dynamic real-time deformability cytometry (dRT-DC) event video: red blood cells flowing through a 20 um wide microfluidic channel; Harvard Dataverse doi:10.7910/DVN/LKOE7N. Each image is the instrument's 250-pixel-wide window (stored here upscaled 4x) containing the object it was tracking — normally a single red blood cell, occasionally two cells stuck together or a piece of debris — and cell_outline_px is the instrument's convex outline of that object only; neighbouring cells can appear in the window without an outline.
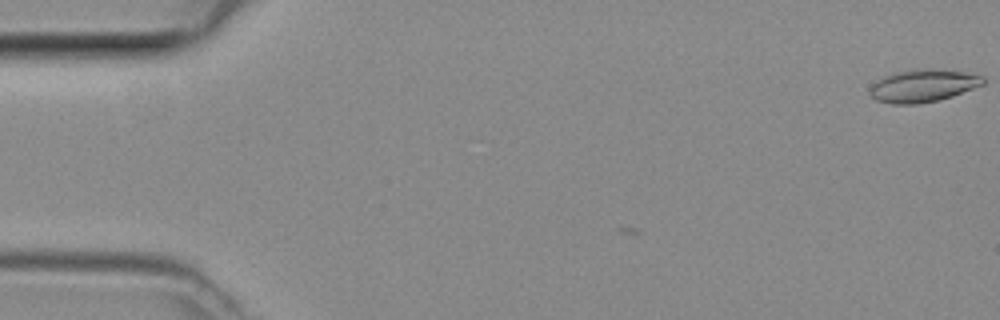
{"species": "common noctule bat (a hibernating species)", "species_latin": "Nyctalus noctula", "temperature_condition": "room temperature", "stored_images_in_passage": 2, "camera_frame_rate_fps": 3000, "um_per_image_px": 0.085, "animal": {"sex": "female", "body_mass_g": 29.2, "forearm_length_mm": 56.3}, "frame": {"image": 1, "passage_image": 2, "time_ms": 0.333, "image_size_px": [1000, 320], "cell_outline_px": [[984, 84], [952, 96], [936, 100], [916, 104], [892, 104], [876, 100], [868, 92], [868, 88], [876, 80], [884, 76], [900, 72], [924, 68], [932, 68], [964, 72], [984, 76]], "centroid_in_image_um": [78.43, 7.29], "position_along_channel_um": 6.6, "area_um2": 21.39}}